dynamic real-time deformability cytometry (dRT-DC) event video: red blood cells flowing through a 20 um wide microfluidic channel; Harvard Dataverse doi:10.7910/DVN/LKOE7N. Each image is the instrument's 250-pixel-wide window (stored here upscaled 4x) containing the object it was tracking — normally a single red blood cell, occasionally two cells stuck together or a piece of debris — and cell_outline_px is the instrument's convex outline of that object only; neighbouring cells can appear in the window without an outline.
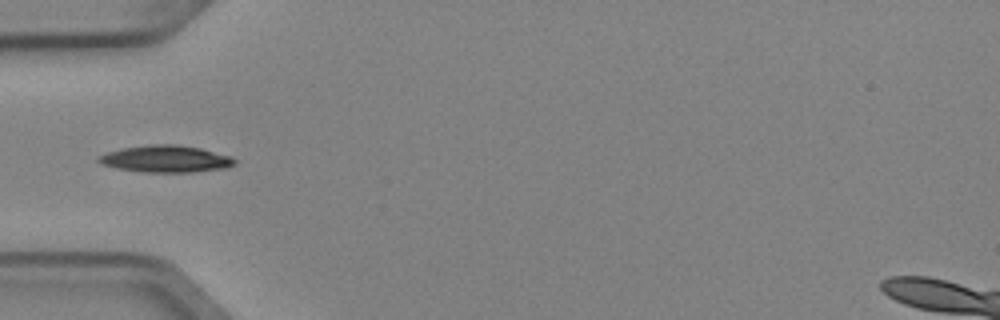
{"species": "Egyptian fruit bat (a non-hibernating species)", "species_latin": "Rousettus aegyptiacus", "temperature_condition": "cold", "stored_images_in_passage": 6, "camera_frame_rate_fps": 3000, "um_per_image_px": 0.085, "animal": {"sex": "female"}, "frame": {"image": 1, "passage_image": 5, "time_ms": 1.333, "image_size_px": [1000, 320], "cell_outline_px": [[236, 164], [228, 168], [192, 172], [144, 172], [116, 168], [100, 164], [96, 160], [96, 156], [120, 148], [148, 144], [176, 144], [200, 148], [232, 156], [236, 160]], "centroid_in_image_um": [14.08, 13.5], "position_along_channel_um": 70.9, "area_um2": 21.68}}
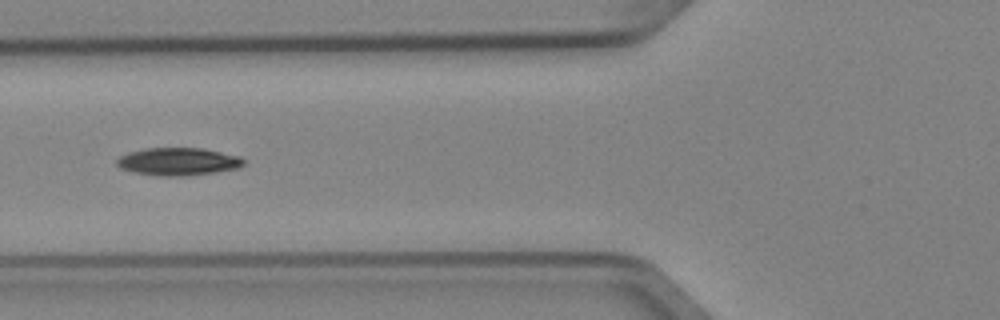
{"frame": {"image": 2, "passage_image": 6, "time_ms": 1.667, "image_size_px": [1000, 320], "cell_outline_px": [[244, 164], [240, 168], [216, 172], [180, 176], [160, 176], [132, 172], [120, 168], [116, 164], [116, 160], [120, 156], [128, 152], [144, 148], [200, 148], [240, 156], [244, 160]], "centroid_in_image_um": [15.12, 13.73], "position_along_channel_um": 110.7, "area_um2": 20.52}}